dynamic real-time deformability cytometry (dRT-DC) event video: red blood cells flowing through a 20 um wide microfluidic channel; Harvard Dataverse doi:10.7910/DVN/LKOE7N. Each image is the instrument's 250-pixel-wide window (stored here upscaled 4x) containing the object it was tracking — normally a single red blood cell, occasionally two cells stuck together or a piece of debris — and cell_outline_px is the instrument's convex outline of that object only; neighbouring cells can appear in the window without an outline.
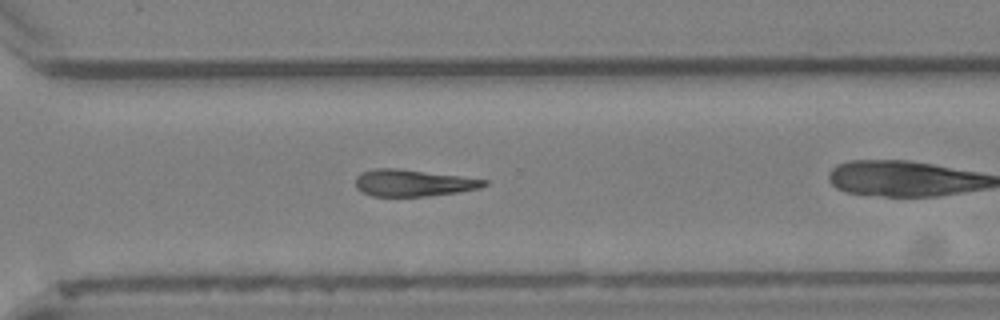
{"species": "Egyptian fruit bat (a non-hibernating species)", "species_latin": "Rousettus aegyptiacus", "temperature_condition": "cold", "stored_images_in_passage": 26, "camera_frame_rate_fps": 3000, "um_per_image_px": 0.085, "animal": {"sex": "female"}, "frame": {"image": 1, "passage_image": 22, "time_ms": 7.0, "image_size_px": [1000, 320], "cell_outline_px": [[488, 184], [480, 188], [456, 192], [428, 196], [372, 196], [360, 192], [356, 188], [356, 176], [360, 172], [372, 168], [400, 168], [460, 176], [488, 180]], "centroid_in_image_um": [35.07, 15.54], "position_along_channel_um": 335.5, "area_um2": 20.23}}